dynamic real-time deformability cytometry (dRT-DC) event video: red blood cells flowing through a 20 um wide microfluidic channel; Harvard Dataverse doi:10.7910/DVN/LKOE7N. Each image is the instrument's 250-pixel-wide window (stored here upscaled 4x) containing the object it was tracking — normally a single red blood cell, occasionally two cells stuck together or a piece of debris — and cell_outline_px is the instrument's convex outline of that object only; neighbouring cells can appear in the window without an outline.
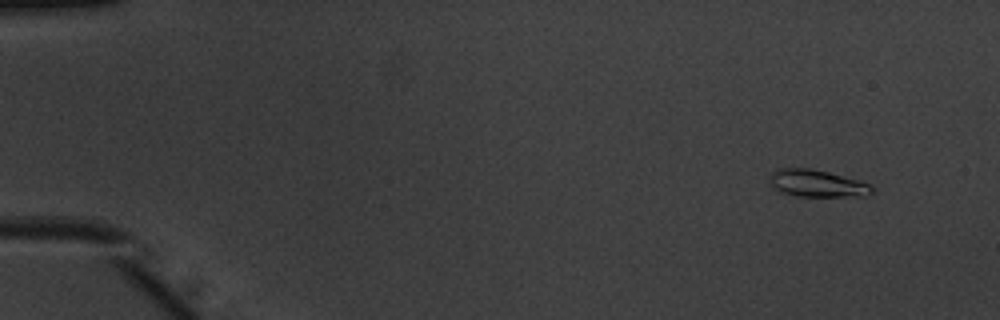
{"species": "common noctule bat (a hibernating species)", "species_latin": "Nyctalus noctula", "temperature_condition": "warm", "stored_images_in_passage": 15, "camera_frame_rate_fps": 3000, "um_per_image_px": 0.085, "animal": {"sex": "male", "body_mass_g": 20.1, "forearm_length_mm": 53.5}, "frame": {"image": 1, "passage_image": 5, "time_ms": 1.333, "image_size_px": [1000, 320], "cell_outline_px": [[876, 192], [864, 196], [796, 196], [780, 192], [772, 184], [768, 176], [776, 168], [812, 168], [828, 172], [856, 180], [868, 184], [876, 188]], "centroid_in_image_um": [69.45, 15.59], "position_along_channel_um": 15.6, "area_um2": 16.18}}